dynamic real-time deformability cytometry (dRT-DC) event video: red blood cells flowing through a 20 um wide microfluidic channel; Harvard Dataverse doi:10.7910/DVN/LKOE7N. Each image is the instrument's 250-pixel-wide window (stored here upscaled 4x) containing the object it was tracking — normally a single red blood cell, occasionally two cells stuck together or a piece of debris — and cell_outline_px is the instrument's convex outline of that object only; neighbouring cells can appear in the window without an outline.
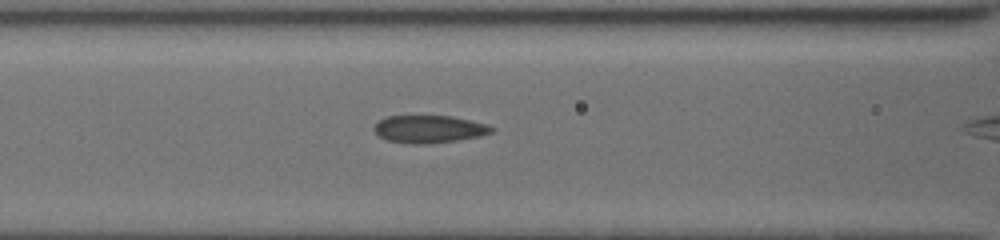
{"species": "common noctule bat (a hibernating species)", "species_latin": "Nyctalus noctula", "temperature_condition": "cold", "stored_images_in_passage": 11, "camera_frame_rate_fps": 3000, "um_per_image_px": 0.085, "animal": {"sex": "female", "body_mass_g": 19.5, "forearm_length_mm": 54.1}, "frame": {"image": 1, "passage_image": 5, "time_ms": 2.333, "image_size_px": [1000, 240], "cell_outline_px": [[496, 128], [492, 132], [480, 136], [456, 140], [420, 144], [412, 144], [388, 140], [380, 136], [372, 128], [380, 120], [388, 116], [452, 116], [488, 124]], "centroid_in_image_um": [36.5, 10.96], "position_along_channel_um": 130.1, "area_um2": 18.67}}
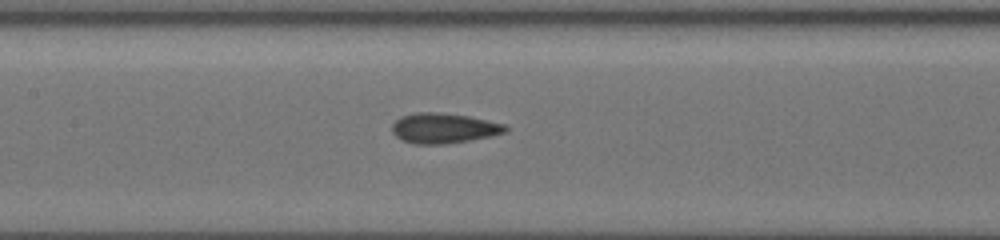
{"frame": {"image": 2, "passage_image": 7, "time_ms": 3.333, "image_size_px": [1000, 240], "cell_outline_px": [[508, 128], [504, 132], [492, 136], [444, 144], [416, 144], [404, 140], [396, 136], [392, 132], [392, 124], [400, 116], [416, 112], [440, 112], [468, 116], [504, 124]], "centroid_in_image_um": [37.68, 10.88], "position_along_channel_um": 169.7, "area_um2": 19.77}}
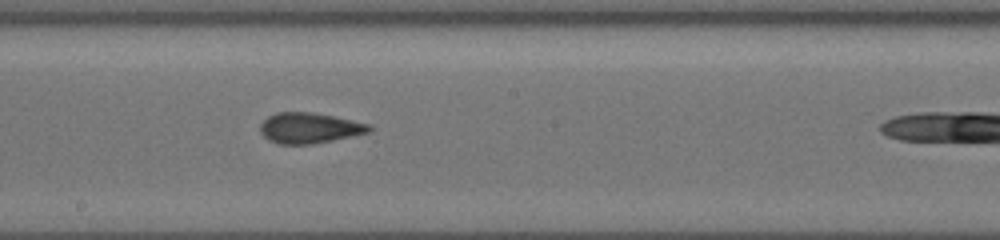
{"frame": {"image": 3, "passage_image": 10, "time_ms": 4.667, "image_size_px": [1000, 240], "cell_outline_px": [[372, 132], [312, 144], [276, 144], [268, 140], [260, 132], [260, 124], [268, 116], [276, 112], [312, 112], [372, 124]], "centroid_in_image_um": [26.3, 10.88], "position_along_channel_um": 221.9, "area_um2": 19.54}}